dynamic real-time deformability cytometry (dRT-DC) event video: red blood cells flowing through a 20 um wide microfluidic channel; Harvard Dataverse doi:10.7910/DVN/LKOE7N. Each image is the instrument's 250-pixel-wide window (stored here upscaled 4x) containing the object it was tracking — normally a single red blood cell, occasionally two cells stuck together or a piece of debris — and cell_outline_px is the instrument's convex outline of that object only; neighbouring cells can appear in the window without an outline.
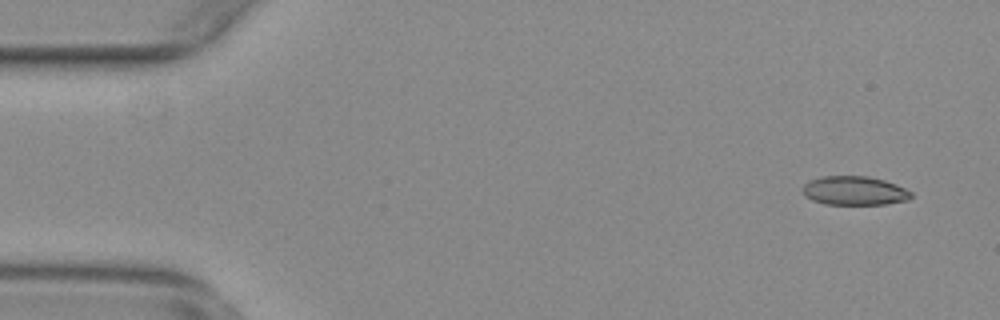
{"species": "common noctule bat (a hibernating species)", "species_latin": "Nyctalus noctula", "temperature_condition": "warm", "stored_images_in_passage": 55, "camera_frame_rate_fps": 3000, "um_per_image_px": 0.085, "animal": {"sex": "female", "body_mass_g": 29.2, "forearm_length_mm": 56.3}, "frame": {"image": 1, "passage_image": 4, "time_ms": 1.0, "image_size_px": [1000, 320], "cell_outline_px": [[912, 196], [908, 200], [884, 204], [824, 204], [812, 200], [804, 196], [800, 188], [808, 180], [820, 176], [868, 176], [884, 180], [896, 184], [912, 192]], "centroid_in_image_um": [72.57, 16.2], "position_along_channel_um": 12.4, "area_um2": 18.5}}
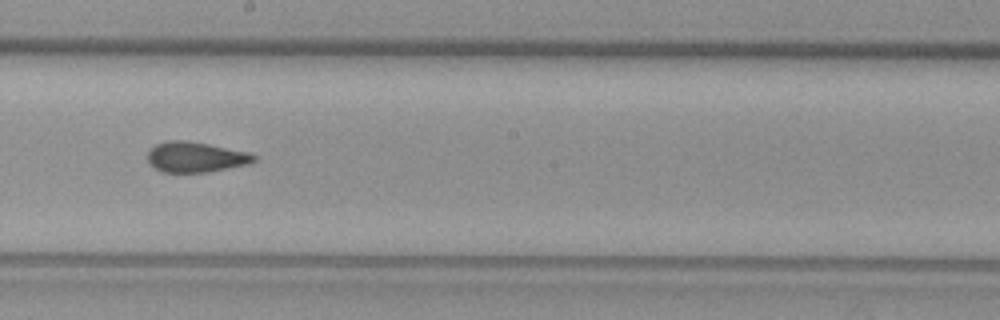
{"frame": {"image": 2, "passage_image": 31, "time_ms": 10.0, "image_size_px": [1000, 320], "cell_outline_px": [[256, 160], [248, 164], [208, 172], [164, 172], [148, 164], [148, 152], [156, 144], [168, 140], [188, 140], [252, 152], [256, 156]], "centroid_in_image_um": [16.66, 13.34], "position_along_channel_um": 231.5, "area_um2": 18.96}}
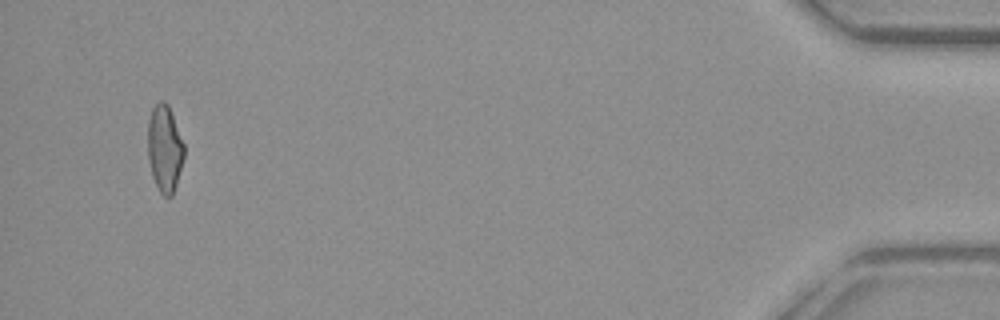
{"frame": {"image": 3, "passage_image": 53, "time_ms": 17.333, "image_size_px": [1000, 320], "cell_outline_px": [[184, 156], [176, 184], [172, 196], [164, 196], [160, 192], [152, 176], [148, 160], [148, 120], [152, 108], [160, 100], [164, 100], [168, 104], [184, 144]], "centroid_in_image_um": [13.98, 12.6], "position_along_channel_um": 421.2, "area_um2": 18.26}, "authors_computed_cell_mechanics": {"area_um2": 18.9006, "velocity_mm_per_s": 3.7715, "shape_relaxation_time_tau1_ms": null, "shape_relaxation_time_tau2_ms": 2.3429, "deformation_change_tau1": null, "deformation_change_tau2": 0.073}}